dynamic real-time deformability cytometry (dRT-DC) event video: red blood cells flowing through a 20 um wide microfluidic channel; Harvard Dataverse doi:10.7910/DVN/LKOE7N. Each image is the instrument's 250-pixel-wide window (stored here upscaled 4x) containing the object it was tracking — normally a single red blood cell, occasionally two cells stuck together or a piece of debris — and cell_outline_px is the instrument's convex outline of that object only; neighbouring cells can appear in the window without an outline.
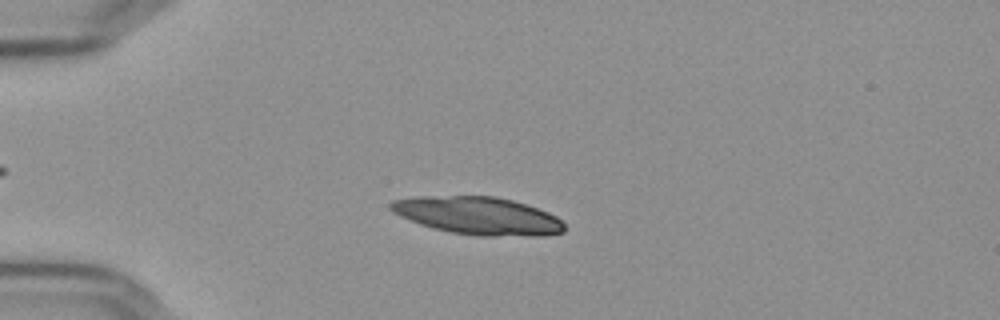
{"species": "Egyptian fruit bat (a non-hibernating species)", "species_latin": "Rousettus aegyptiacus", "temperature_condition": "cold", "stored_images_in_passage": 55, "camera_frame_rate_fps": 3000, "um_per_image_px": 0.085, "frame": {"image": 1, "passage_image": 14, "time_ms": 4.333, "image_size_px": [1000, 320], "cell_outline_px": [[564, 232], [544, 236], [476, 236], [452, 232], [432, 228], [420, 224], [400, 216], [392, 212], [388, 208], [388, 204], [392, 200], [416, 196], [496, 196], [512, 200], [548, 212], [556, 216], [564, 224]], "centroid_in_image_um": [40.61, 18.34], "position_along_channel_um": 44.4, "area_um2": 38.38}}